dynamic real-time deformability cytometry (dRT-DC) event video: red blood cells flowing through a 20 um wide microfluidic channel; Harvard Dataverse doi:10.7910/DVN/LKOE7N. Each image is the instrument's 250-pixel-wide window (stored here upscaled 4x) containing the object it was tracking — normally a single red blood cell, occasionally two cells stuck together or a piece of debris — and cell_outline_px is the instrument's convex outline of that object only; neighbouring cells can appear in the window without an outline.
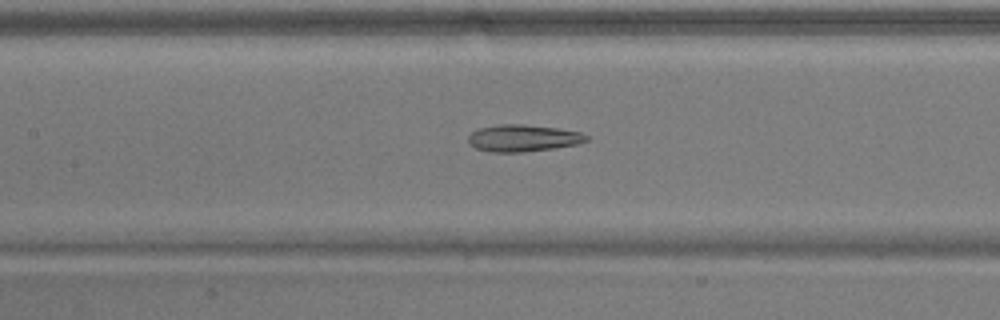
{"species": "common noctule bat (a hibernating species)", "species_latin": "Nyctalus noctula", "temperature_condition": "warm", "stored_images_in_passage": 43, "camera_frame_rate_fps": 3000, "um_per_image_px": 0.085, "animal": {"sex": "male", "body_mass_g": 17.9}, "frame": {"image": 1, "passage_image": 21, "time_ms": 6.667, "image_size_px": [1000, 320], "cell_outline_px": [[588, 140], [576, 144], [552, 148], [524, 152], [492, 152], [476, 148], [468, 144], [468, 136], [472, 132], [480, 128], [500, 124], [524, 124], [556, 128], [580, 132], [588, 136]], "centroid_in_image_um": [44.43, 11.74], "position_along_channel_um": 163.0, "area_um2": 18.38}}
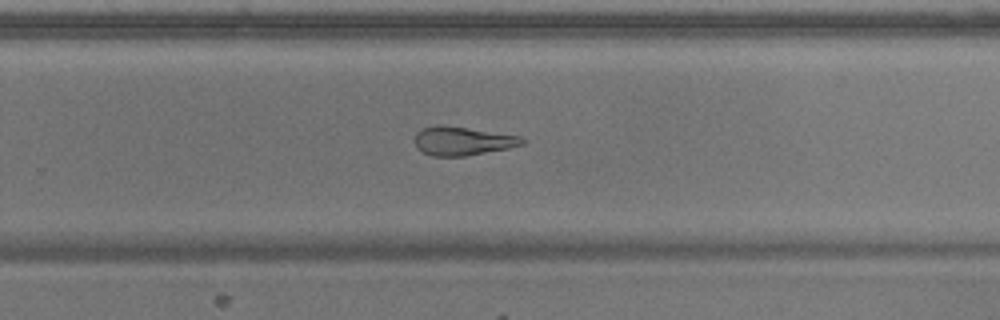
{"frame": {"image": 2, "passage_image": 31, "time_ms": 10.0, "image_size_px": [1000, 320], "cell_outline_px": [[524, 144], [508, 148], [464, 156], [432, 156], [416, 148], [416, 132], [424, 128], [436, 124], [440, 124], [520, 136], [524, 140]], "centroid_in_image_um": [39.29, 11.98], "position_along_channel_um": 290.5, "area_um2": 17.69}}
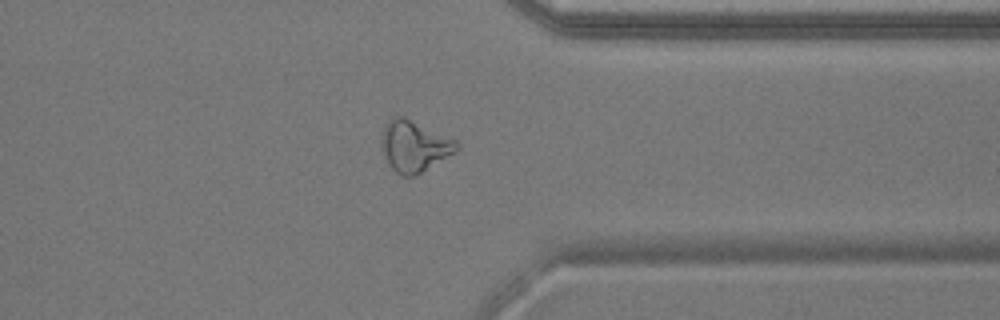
{"frame": {"image": 3, "passage_image": 38, "time_ms": 12.333, "image_size_px": [1000, 320], "cell_outline_px": [[460, 148], [420, 172], [412, 176], [404, 176], [396, 172], [388, 164], [380, 148], [380, 140], [384, 128], [388, 120], [392, 116], [404, 116], [456, 140], [460, 144]], "centroid_in_image_um": [35.16, 12.39], "position_along_channel_um": 376.2, "area_um2": 22.14}, "authors_computed_cell_mechanics": {"area_um2": 19.7676, "velocity_mm_per_s": 3.8428, "shape_relaxation_time_tau1_ms": null, "shape_relaxation_time_tau2_ms": 5.7312, "deformation_change_tau1": null, "deformation_change_tau2": 0.1642}}